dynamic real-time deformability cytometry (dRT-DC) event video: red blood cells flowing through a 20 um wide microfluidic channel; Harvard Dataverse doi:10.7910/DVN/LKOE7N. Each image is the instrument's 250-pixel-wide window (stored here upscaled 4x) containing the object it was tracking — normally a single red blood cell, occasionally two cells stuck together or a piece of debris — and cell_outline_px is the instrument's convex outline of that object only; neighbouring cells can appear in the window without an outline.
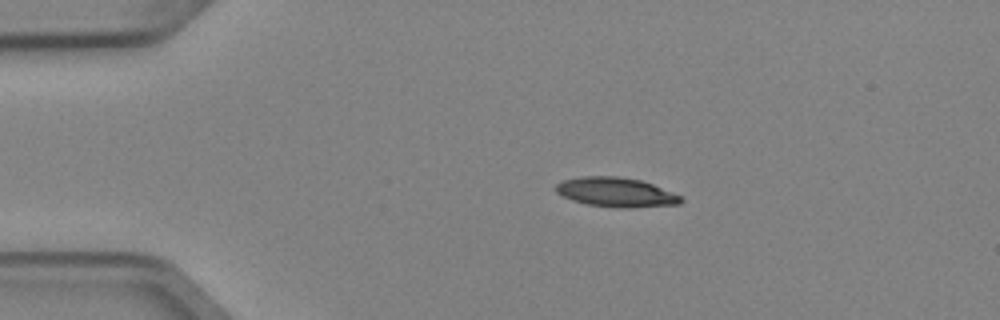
{"species": "Egyptian fruit bat (a non-hibernating species)", "species_latin": "Rousettus aegyptiacus", "temperature_condition": "cold", "stored_images_in_passage": 5, "camera_frame_rate_fps": 3000, "um_per_image_px": 0.085, "animal": {"sex": "female"}, "frame": {"image": 1, "passage_image": 3, "time_ms": 0.667, "image_size_px": [1000, 320], "cell_outline_px": [[684, 200], [680, 204], [628, 208], [616, 208], [588, 204], [572, 200], [556, 192], [552, 188], [560, 180], [580, 176], [616, 176], [640, 180], [652, 184], [680, 196]], "centroid_in_image_um": [52.3, 16.33], "position_along_channel_um": 32.7, "area_um2": 21.5}}
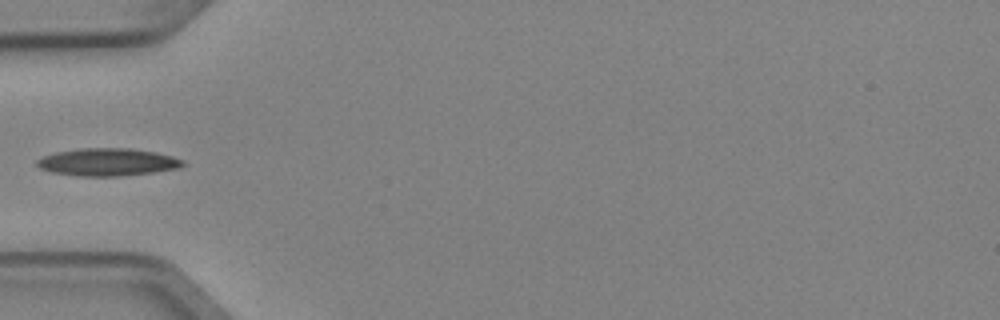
{"frame": {"image": 2, "passage_image": 5, "time_ms": 1.333, "image_size_px": [1000, 320], "cell_outline_px": [[188, 164], [180, 168], [152, 172], [120, 176], [80, 176], [52, 172], [40, 168], [36, 164], [36, 160], [44, 156], [56, 152], [80, 148], [132, 148], [156, 152], [172, 156], [184, 160]], "centroid_in_image_um": [9.19, 13.77], "position_along_channel_um": 75.8, "area_um2": 23.52}}